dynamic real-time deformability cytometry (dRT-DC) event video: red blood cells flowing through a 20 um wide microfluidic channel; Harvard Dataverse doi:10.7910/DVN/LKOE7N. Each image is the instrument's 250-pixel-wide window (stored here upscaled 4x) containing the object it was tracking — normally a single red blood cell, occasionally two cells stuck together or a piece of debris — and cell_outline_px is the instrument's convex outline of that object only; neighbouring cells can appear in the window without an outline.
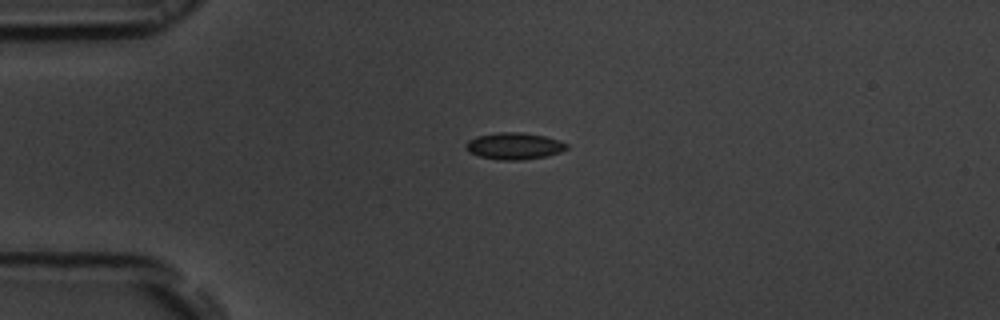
{"species": "common noctule bat (a hibernating species)", "species_latin": "Nyctalus noctula", "temperature_condition": "room temperature", "stored_images_in_passage": 42, "camera_frame_rate_fps": 3000, "um_per_image_px": 0.085, "animal": {"sex": "male", "body_mass_g": 19.5, "forearm_length_mm": 54.6}, "frame": {"image": 1, "passage_image": 1, "time_ms": 0.0, "image_size_px": [1000, 320], "cell_outline_px": [[568, 148], [560, 152], [548, 156], [520, 160], [500, 160], [480, 156], [468, 152], [464, 148], [464, 144], [468, 140], [476, 136], [500, 132], [520, 132], [544, 136], [560, 140], [568, 144]], "centroid_in_image_um": [43.69, 12.41], "position_along_channel_um": 41.3, "area_um2": 15.84}}
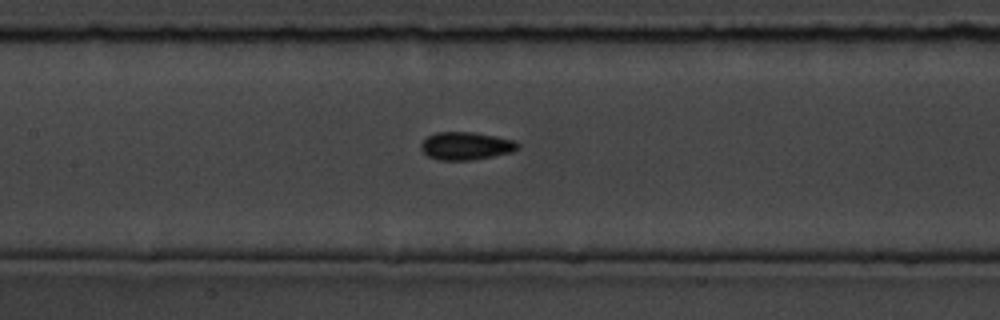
{"frame": {"image": 2, "passage_image": 13, "time_ms": 4.0, "image_size_px": [1000, 320], "cell_outline_px": [[520, 148], [512, 152], [472, 160], [440, 160], [428, 156], [420, 148], [420, 144], [428, 136], [436, 132], [472, 132], [496, 136], [516, 140], [520, 144]], "centroid_in_image_um": [39.64, 12.4], "position_along_channel_um": 167.8, "area_um2": 15.78}}
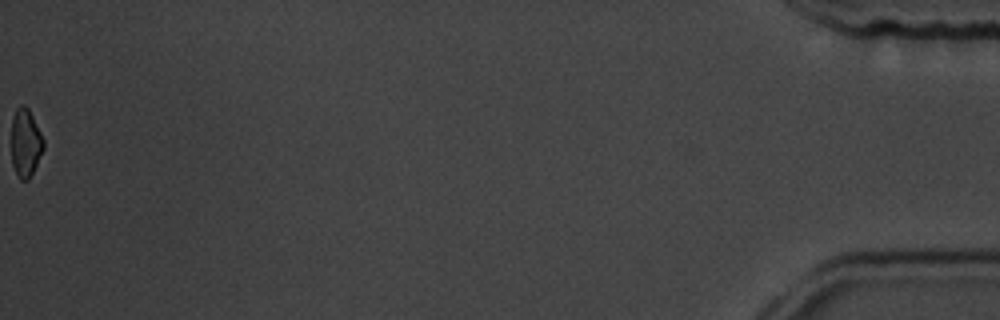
{"frame": {"image": 3, "passage_image": 42, "time_ms": 13.667, "image_size_px": [1000, 320], "cell_outline_px": [[44, 148], [28, 180], [20, 180], [12, 164], [12, 116], [16, 108], [20, 104], [24, 104], [28, 108], [44, 140]], "centroid_in_image_um": [2.16, 12.11], "position_along_channel_um": 433.0, "area_um2": 12.6}, "authors_computed_cell_mechanics": {"area_um2": 15.2881, "velocity_mm_per_s": 3.8066, "shape_relaxation_time_tau1_ms": null, "shape_relaxation_time_tau2_ms": 1.438, "deformation_change_tau1": null, "deformation_change_tau2": 0.0638}}